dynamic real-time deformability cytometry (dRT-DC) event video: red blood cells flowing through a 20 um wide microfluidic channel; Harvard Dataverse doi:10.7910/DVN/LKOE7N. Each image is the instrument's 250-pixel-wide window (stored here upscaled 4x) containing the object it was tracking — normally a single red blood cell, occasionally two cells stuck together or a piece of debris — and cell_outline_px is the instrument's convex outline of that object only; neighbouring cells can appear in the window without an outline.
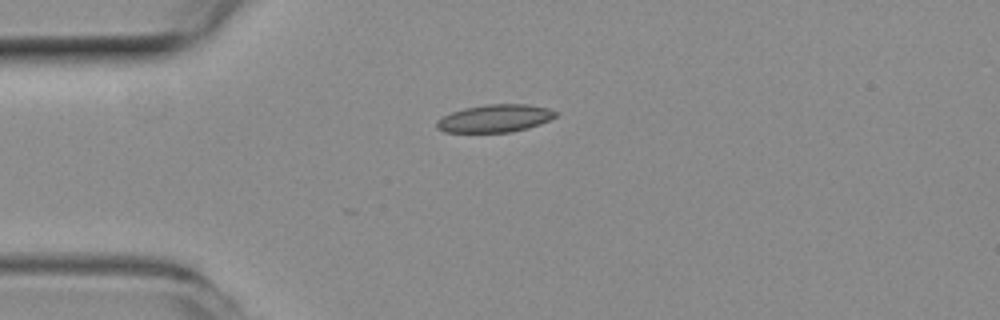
{"species": "common noctule bat (a hibernating species)", "species_latin": "Nyctalus noctula", "temperature_condition": "room temperature", "stored_images_in_passage": 4, "camera_frame_rate_fps": 3000, "um_per_image_px": 0.085, "animal": {"sex": "female", "body_mass_g": 19.3, "forearm_length_mm": 54.1}, "frame": {"image": 1, "passage_image": 1, "time_ms": 0.0, "image_size_px": [1000, 320], "cell_outline_px": [[556, 116], [540, 124], [528, 128], [512, 132], [444, 132], [436, 128], [436, 120], [452, 112], [464, 108], [488, 104], [528, 104], [548, 108], [556, 112]], "centroid_in_image_um": [42.05, 10.06], "position_along_channel_um": 42.9, "area_um2": 19.13}}